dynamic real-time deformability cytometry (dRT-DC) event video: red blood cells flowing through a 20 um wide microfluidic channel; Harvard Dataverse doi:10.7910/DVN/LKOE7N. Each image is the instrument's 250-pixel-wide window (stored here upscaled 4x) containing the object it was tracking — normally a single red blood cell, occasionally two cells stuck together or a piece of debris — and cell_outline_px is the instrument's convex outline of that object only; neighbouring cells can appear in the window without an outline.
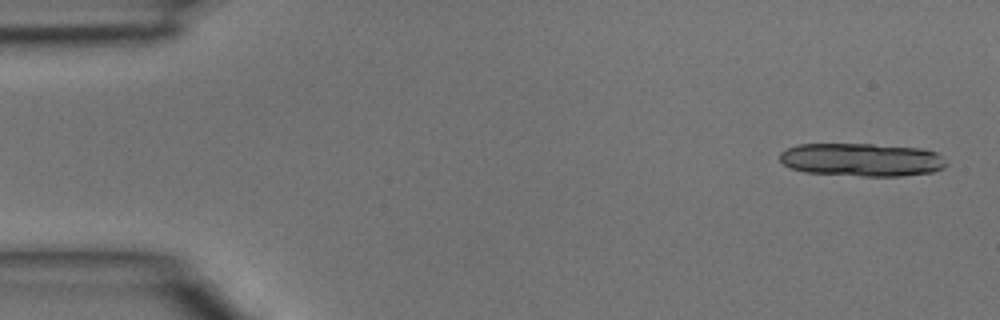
{"species": "common noctule bat (a hibernating species)", "species_latin": "Nyctalus noctula", "temperature_condition": "room temperature", "stored_images_in_passage": 4, "camera_frame_rate_fps": 3000, "um_per_image_px": 0.085, "animal": {"sex": "male", "body_mass_g": 15.6}, "frame": {"image": 1, "passage_image": 1, "time_ms": 0.0, "image_size_px": [1000, 320], "cell_outline_px": [[948, 164], [944, 168], [932, 172], [900, 176], [860, 176], [804, 172], [792, 168], [784, 164], [780, 160], [780, 152], [796, 144], [872, 144], [920, 148], [936, 152]], "centroid_in_image_um": [73.24, 13.57], "position_along_channel_um": 11.8, "area_um2": 32.19}}